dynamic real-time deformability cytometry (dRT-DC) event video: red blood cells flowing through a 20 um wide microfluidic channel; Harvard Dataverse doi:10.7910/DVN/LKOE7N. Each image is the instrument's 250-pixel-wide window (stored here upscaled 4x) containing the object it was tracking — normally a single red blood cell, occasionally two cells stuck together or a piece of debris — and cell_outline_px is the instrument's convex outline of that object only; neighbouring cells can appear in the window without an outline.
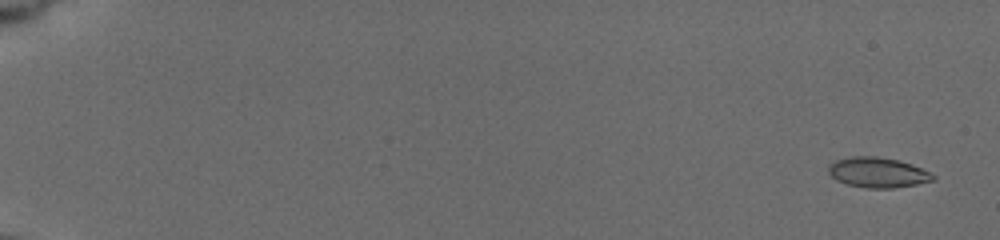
{"species": "common noctule bat (a hibernating species)", "species_latin": "Nyctalus noctula", "temperature_condition": "cold", "stored_images_in_passage": 22, "camera_frame_rate_fps": 3000, "um_per_image_px": 0.085, "animal": {"sex": "female", "body_mass_g": 19.5, "forearm_length_mm": 54.1}, "frame": {"image": 1, "passage_image": 2, "time_ms": 0.333, "image_size_px": [1000, 240], "cell_outline_px": [[936, 180], [916, 184], [892, 188], [868, 188], [848, 184], [836, 180], [828, 172], [828, 164], [836, 160], [852, 156], [876, 156], [896, 160], [920, 168], [936, 176]], "centroid_in_image_um": [74.57, 14.66], "position_along_channel_um": 10.4, "area_um2": 18.15}}
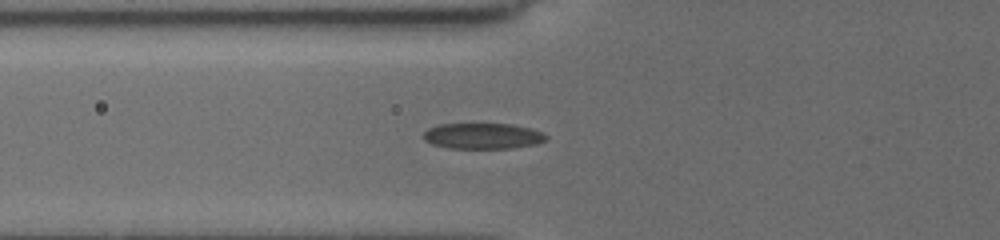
{"frame": {"image": 2, "passage_image": 17, "time_ms": 7.333, "image_size_px": [1000, 240], "cell_outline_px": [[548, 136], [544, 140], [536, 144], [512, 148], [448, 148], [432, 144], [424, 140], [424, 132], [428, 128], [436, 124], [512, 124], [532, 128], [544, 132]], "centroid_in_image_um": [41.04, 11.55], "position_along_channel_um": 84.8, "area_um2": 18.55}}
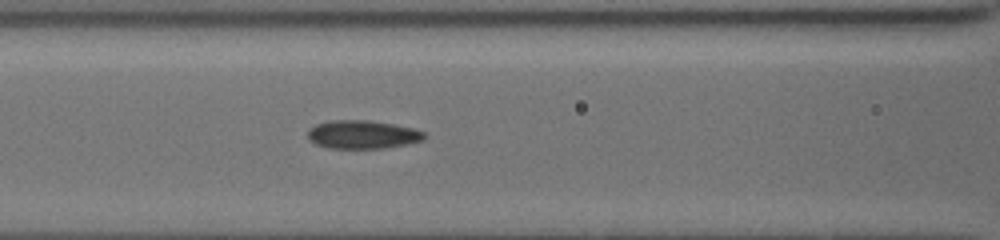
{"frame": {"image": 3, "passage_image": 20, "time_ms": 8.667, "image_size_px": [1000, 240], "cell_outline_px": [[428, 136], [424, 140], [408, 144], [384, 148], [328, 148], [316, 144], [308, 140], [308, 128], [316, 124], [328, 120], [368, 120], [392, 124], [412, 128], [424, 132]], "centroid_in_image_um": [30.8, 11.43], "position_along_channel_um": 135.8, "area_um2": 19.42}}